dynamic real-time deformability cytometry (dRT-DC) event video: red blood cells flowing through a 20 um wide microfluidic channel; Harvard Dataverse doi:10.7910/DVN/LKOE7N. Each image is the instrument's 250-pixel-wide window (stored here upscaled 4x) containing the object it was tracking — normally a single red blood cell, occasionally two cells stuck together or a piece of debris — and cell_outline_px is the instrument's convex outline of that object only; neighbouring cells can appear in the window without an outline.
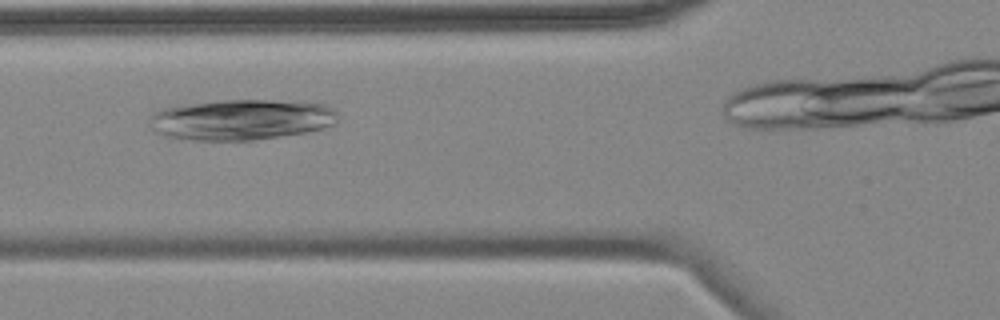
{"species": "common noctule bat (a hibernating species)", "species_latin": "Nyctalus noctula", "temperature_condition": "cold", "stored_images_in_passage": 7, "camera_frame_rate_fps": 3000, "um_per_image_px": 0.085, "animal": {"sex": "female", "body_mass_g": 18.4}, "frame": {"image": 1, "passage_image": 3, "time_ms": 2.333, "image_size_px": [1000, 320], "cell_outline_px": [[336, 124], [324, 128], [308, 132], [252, 140], [196, 140], [164, 136], [156, 132], [148, 124], [152, 116], [160, 108], [224, 100], [308, 100], [324, 104], [332, 108], [336, 112]], "centroid_in_image_um": [20.58, 10.16], "position_along_channel_um": 105.2, "area_um2": 44.85}}
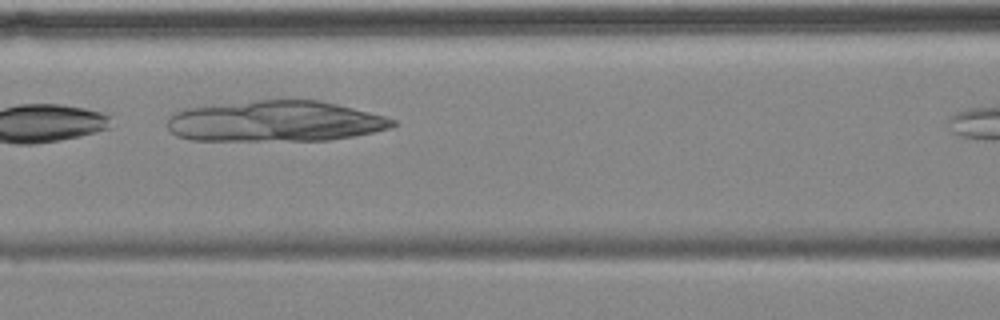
{"frame": {"image": 2, "passage_image": 5, "time_ms": 5.667, "image_size_px": [1000, 320], "cell_outline_px": [[396, 124], [392, 128], [352, 136], [328, 140], [192, 140], [176, 136], [168, 128], [168, 120], [176, 112], [188, 108], [220, 104], [260, 100], [320, 100], [384, 116], [396, 120]], "centroid_in_image_um": [23.41, 10.31], "position_along_channel_um": 143.2, "area_um2": 53.12}}